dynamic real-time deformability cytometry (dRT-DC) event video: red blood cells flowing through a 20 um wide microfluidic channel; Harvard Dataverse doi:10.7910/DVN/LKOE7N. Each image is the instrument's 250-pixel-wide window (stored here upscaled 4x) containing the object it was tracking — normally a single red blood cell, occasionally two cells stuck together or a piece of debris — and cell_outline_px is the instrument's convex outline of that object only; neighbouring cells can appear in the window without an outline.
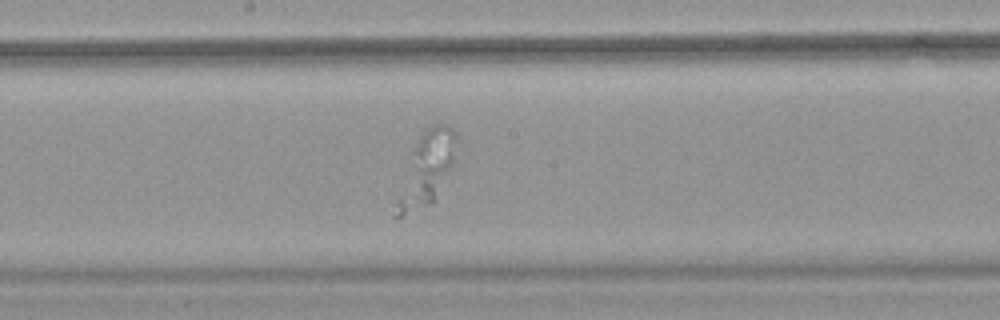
{"species": "common noctule bat (a hibernating species)", "species_latin": "Nyctalus noctula", "temperature_condition": "warm", "stored_images_in_passage": 46, "segment_of_instrument_passage": [2, 2], "camera_frame_rate_fps": 3000, "um_per_image_px": 0.085, "animal": {"sex": "female", "body_mass_g": 18.4}, "frame": {"image": 1, "passage_image": 20, "time_ms": 6.333, "image_size_px": [1000, 320], "cell_outline_px": [[456, 140], [452, 164], [432, 204], [400, 216], [392, 216], [396, 200], [412, 152], [420, 136], [432, 124], [444, 124], [452, 128], [456, 132]], "centroid_in_image_um": [36.24, 14.38], "position_along_channel_um": 212.0, "area_um2": 24.28}}